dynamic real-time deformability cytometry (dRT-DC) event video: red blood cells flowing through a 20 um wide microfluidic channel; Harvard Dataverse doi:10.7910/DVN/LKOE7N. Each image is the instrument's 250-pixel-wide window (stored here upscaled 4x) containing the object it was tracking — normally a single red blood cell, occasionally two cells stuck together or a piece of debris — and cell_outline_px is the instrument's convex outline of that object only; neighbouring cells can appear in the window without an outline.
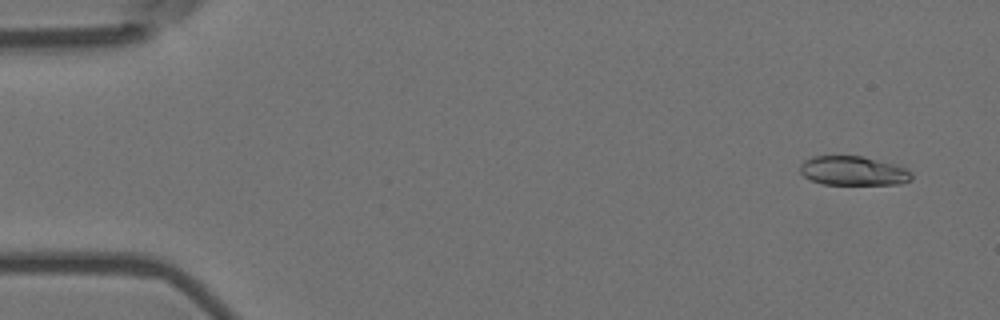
{"species": "Egyptian fruit bat (a non-hibernating species)", "species_latin": "Rousettus aegyptiacus", "temperature_condition": "room temperature", "stored_images_in_passage": 5, "camera_frame_rate_fps": 3000, "um_per_image_px": 0.085, "animal": {"sex": "female"}, "frame": {"image": 1, "passage_image": 1, "time_ms": 0.0, "image_size_px": [1000, 320], "cell_outline_px": [[912, 180], [900, 184], [824, 184], [812, 180], [804, 176], [800, 172], [800, 164], [804, 160], [812, 156], [864, 156], [896, 164], [912, 172]], "centroid_in_image_um": [72.54, 14.51], "position_along_channel_um": 12.5, "area_um2": 19.07}}
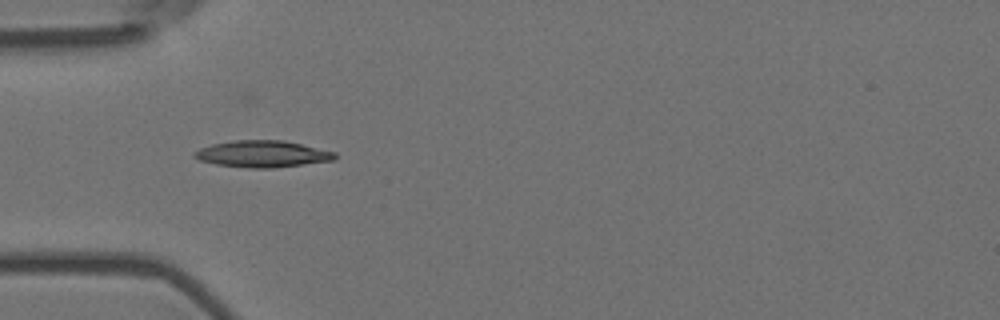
{"frame": {"image": 2, "passage_image": 4, "time_ms": 1.0, "image_size_px": [1000, 320], "cell_outline_px": [[336, 160], [272, 168], [248, 168], [216, 164], [200, 160], [192, 156], [192, 152], [200, 148], [212, 144], [236, 140], [284, 140], [336, 152]], "centroid_in_image_um": [22.3, 13.08], "position_along_channel_um": 62.7, "area_um2": 21.85}}
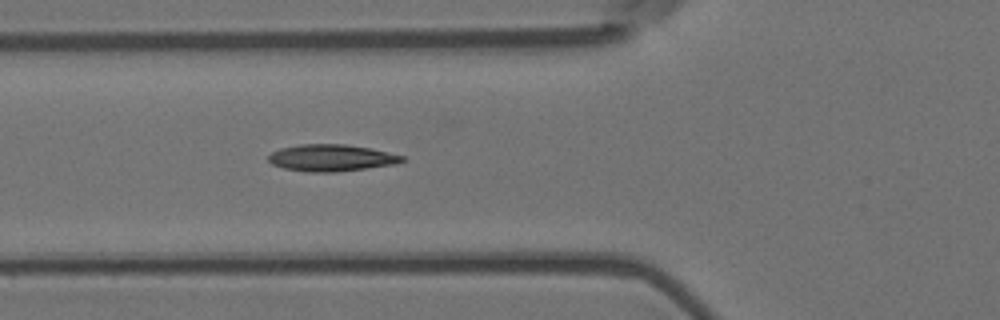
{"frame": {"image": 3, "passage_image": 5, "time_ms": 1.333, "image_size_px": [1000, 320], "cell_outline_px": [[404, 160], [396, 164], [332, 172], [308, 172], [284, 168], [272, 164], [268, 160], [268, 156], [272, 152], [280, 148], [300, 144], [344, 144], [372, 148], [404, 156]], "centroid_in_image_um": [28.14, 13.41], "position_along_channel_um": 97.7, "area_um2": 20.75}}